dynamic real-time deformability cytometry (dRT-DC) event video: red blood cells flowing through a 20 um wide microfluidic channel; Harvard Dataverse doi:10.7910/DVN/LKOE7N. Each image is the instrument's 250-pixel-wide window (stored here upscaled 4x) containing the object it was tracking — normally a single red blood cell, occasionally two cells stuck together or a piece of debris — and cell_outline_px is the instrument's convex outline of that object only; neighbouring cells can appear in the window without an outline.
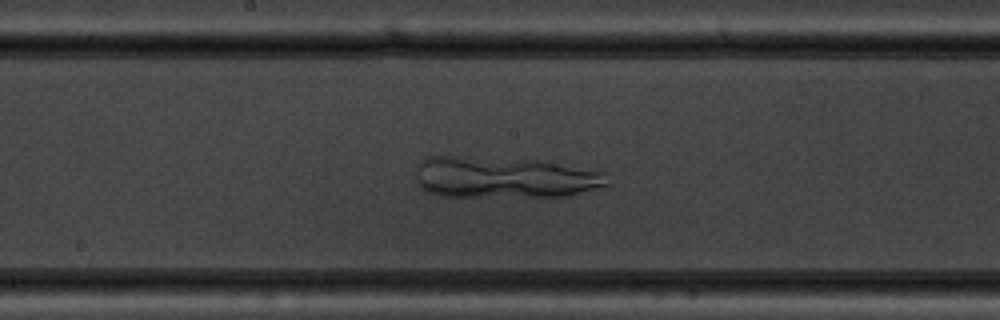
{"species": "common noctule bat (a hibernating species)", "species_latin": "Nyctalus noctula", "temperature_condition": "warm", "stored_images_in_passage": 55, "camera_frame_rate_fps": 3000, "um_per_image_px": 0.085, "animal": {"sex": "male", "body_mass_g": 19.5, "forearm_length_mm": 54.6}, "frame": {"image": 1, "passage_image": 30, "time_ms": 9.667, "image_size_px": [1000, 320], "cell_outline_px": [[612, 184], [572, 196], [436, 196], [420, 188], [416, 184], [416, 164], [428, 156], [452, 156], [536, 160], [600, 172]], "centroid_in_image_um": [42.78, 15.09], "position_along_channel_um": 205.4, "area_um2": 46.07}}
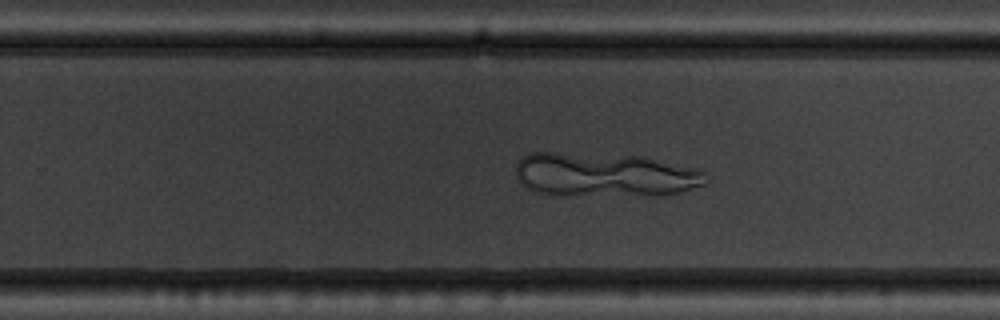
{"frame": {"image": 2, "passage_image": 36, "time_ms": 11.667, "image_size_px": [1000, 320], "cell_outline_px": [[708, 184], [680, 192], [656, 196], [556, 196], [536, 192], [520, 184], [516, 176], [516, 164], [520, 156], [528, 152], [552, 152], [640, 156], [700, 168], [704, 172], [708, 180]], "centroid_in_image_um": [51.39, 14.88], "position_along_channel_um": 278.4, "area_um2": 50.23}}